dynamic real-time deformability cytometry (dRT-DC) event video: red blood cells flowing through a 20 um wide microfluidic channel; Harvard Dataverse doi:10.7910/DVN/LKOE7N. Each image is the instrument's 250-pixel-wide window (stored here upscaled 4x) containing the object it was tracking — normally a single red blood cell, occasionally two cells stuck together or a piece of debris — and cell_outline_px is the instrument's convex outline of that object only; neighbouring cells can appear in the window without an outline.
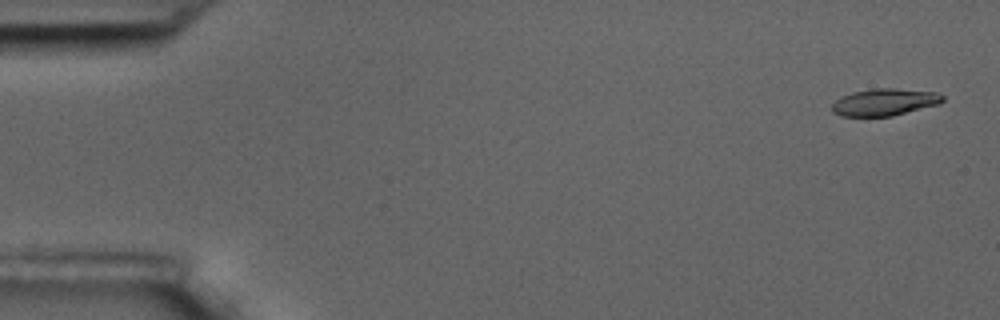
{"species": "common noctule bat (a hibernating species)", "species_latin": "Nyctalus noctula", "temperature_condition": "room temperature", "stored_images_in_passage": 10, "camera_frame_rate_fps": 3000, "um_per_image_px": 0.085, "animal": {"sex": "male", "body_mass_g": 17.5, "forearm_length_mm": 52.3}, "frame": {"image": 1, "passage_image": 1, "time_ms": 0.0, "image_size_px": [1000, 320], "cell_outline_px": [[944, 100], [940, 104], [892, 116], [840, 116], [832, 112], [832, 104], [840, 96], [852, 92], [876, 88], [896, 88], [936, 92], [944, 96]], "centroid_in_image_um": [75.19, 8.68], "position_along_channel_um": 9.8, "area_um2": 17.57}}
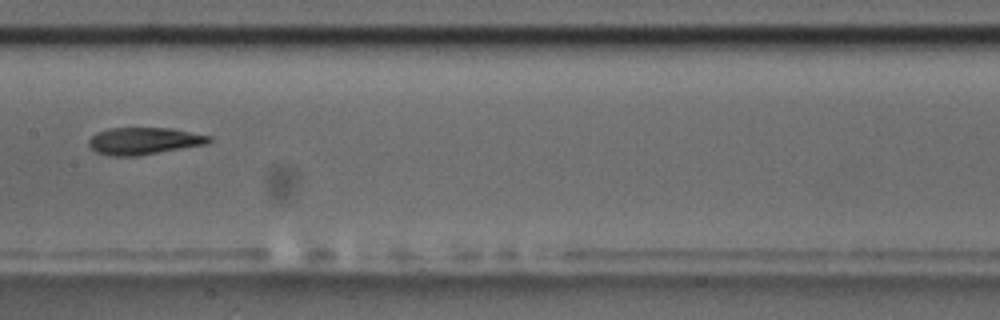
{"frame": {"image": 2, "passage_image": 9, "time_ms": 2.667, "image_size_px": [1000, 320], "cell_outline_px": [[212, 140], [208, 144], [136, 156], [108, 156], [96, 152], [88, 144], [88, 140], [96, 132], [108, 128], [172, 128], [212, 136]], "centroid_in_image_um": [12.24, 11.98], "position_along_channel_um": 195.2, "area_um2": 19.13}}
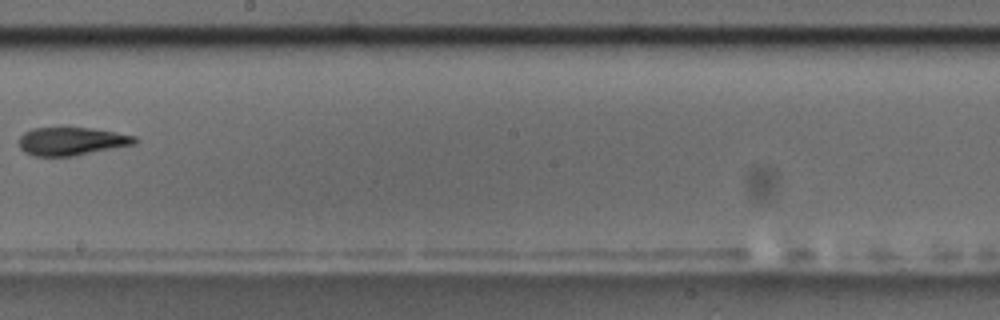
{"frame": {"image": 3, "passage_image": 10, "time_ms": 3.0, "image_size_px": [1000, 320], "cell_outline_px": [[136, 144], [72, 156], [32, 156], [24, 152], [20, 148], [20, 136], [24, 132], [32, 128], [88, 128], [136, 136]], "centroid_in_image_um": [6.05, 12.02], "position_along_channel_um": 242.2, "area_um2": 18.73}}